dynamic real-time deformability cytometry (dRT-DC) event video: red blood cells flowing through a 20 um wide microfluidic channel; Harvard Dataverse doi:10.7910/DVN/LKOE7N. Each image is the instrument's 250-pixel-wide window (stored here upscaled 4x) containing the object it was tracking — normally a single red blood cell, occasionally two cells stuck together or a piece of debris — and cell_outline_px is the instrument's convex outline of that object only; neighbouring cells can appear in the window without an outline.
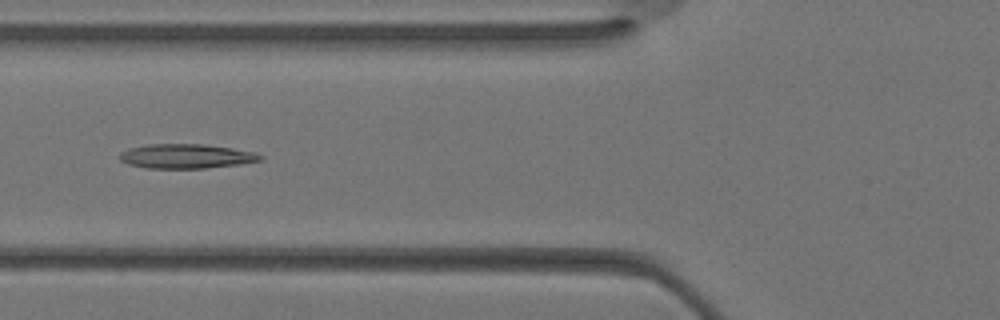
{"species": "Egyptian fruit bat (a non-hibernating species)", "species_latin": "Rousettus aegyptiacus", "temperature_condition": "warm", "stored_images_in_passage": 33, "camera_frame_rate_fps": 3000, "um_per_image_px": 0.085, "animal": {"sex": "female"}, "frame": {"image": 1, "passage_image": 12, "time_ms": 3.667, "image_size_px": [1000, 320], "cell_outline_px": [[264, 160], [240, 164], [204, 168], [144, 168], [128, 164], [120, 160], [120, 152], [128, 148], [148, 144], [204, 144], [232, 148], [256, 152], [264, 156]], "centroid_in_image_um": [15.85, 13.27], "position_along_channel_um": 110.0, "area_um2": 20.17}}
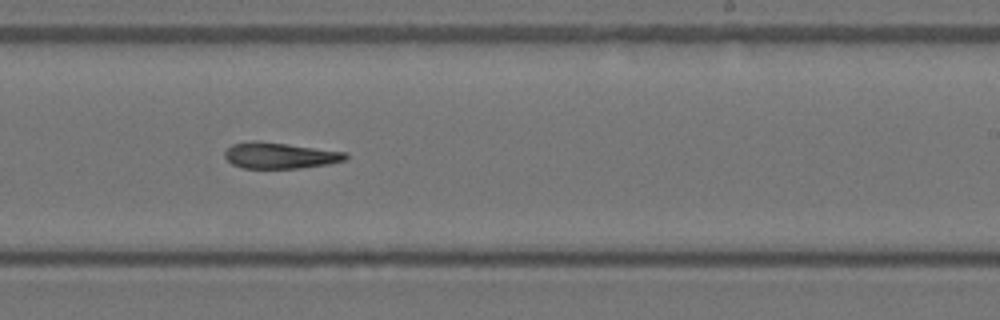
{"frame": {"image": 2, "passage_image": 20, "time_ms": 6.333, "image_size_px": [1000, 320], "cell_outline_px": [[348, 156], [344, 160], [328, 164], [300, 168], [244, 168], [232, 164], [224, 156], [224, 152], [232, 144], [252, 140], [260, 140], [348, 152]], "centroid_in_image_um": [23.79, 13.2], "position_along_channel_um": 265.2, "area_um2": 18.5}}
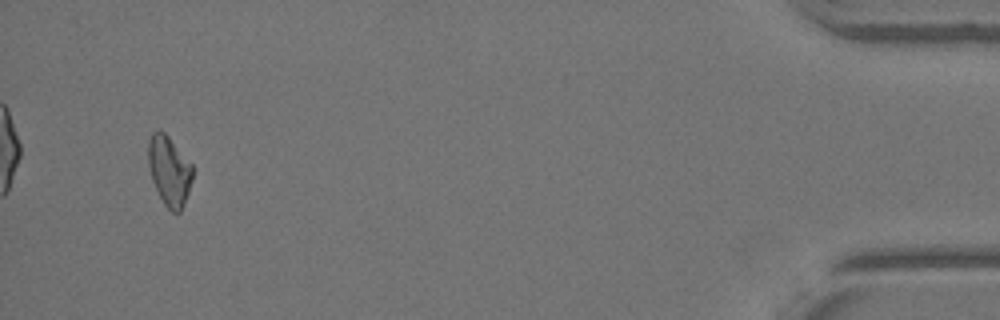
{"frame": {"image": 3, "passage_image": 32, "time_ms": 10.333, "image_size_px": [1000, 320], "cell_outline_px": [[192, 180], [184, 204], [180, 212], [172, 212], [164, 204], [152, 180], [148, 164], [148, 140], [152, 132], [160, 128], [168, 136], [192, 164]], "centroid_in_image_um": [14.37, 14.48], "position_along_channel_um": 420.8, "area_um2": 17.92}}